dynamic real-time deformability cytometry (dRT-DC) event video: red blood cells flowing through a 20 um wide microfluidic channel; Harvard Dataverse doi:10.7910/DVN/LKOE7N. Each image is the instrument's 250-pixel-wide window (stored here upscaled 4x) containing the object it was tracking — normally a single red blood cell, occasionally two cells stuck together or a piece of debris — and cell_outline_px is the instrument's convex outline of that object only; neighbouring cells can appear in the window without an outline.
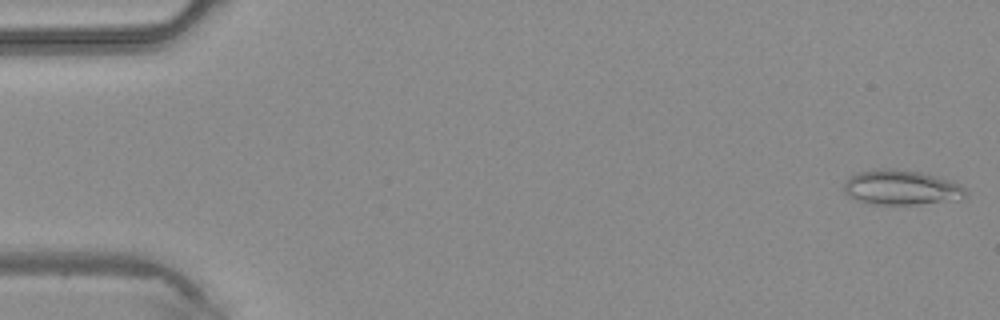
{"species": "common noctule bat (a hibernating species)", "species_latin": "Nyctalus noctula", "temperature_condition": "warm", "stored_images_in_passage": 43, "camera_frame_rate_fps": 3000, "um_per_image_px": 0.085, "animal": {"sex": "male", "body_mass_g": 20.4}, "frame": {"image": 1, "passage_image": 1, "time_ms": 0.0, "image_size_px": [1000, 320], "cell_outline_px": [[968, 192], [960, 200], [916, 204], [872, 204], [856, 200], [848, 196], [844, 192], [844, 180], [848, 176], [856, 172], [876, 168], [892, 168], [920, 172], [960, 184], [968, 188]], "centroid_in_image_um": [76.57, 15.93], "position_along_channel_um": 8.4, "area_um2": 25.03}}
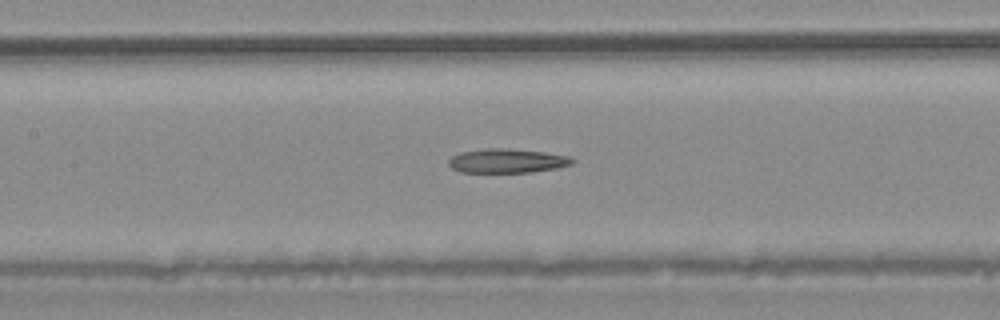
{"frame": {"image": 2, "passage_image": 20, "time_ms": 6.333, "image_size_px": [1000, 320], "cell_outline_px": [[576, 160], [572, 164], [556, 168], [532, 172], [460, 172], [452, 168], [448, 164], [448, 160], [452, 156], [460, 152], [488, 148], [504, 148], [544, 152], [568, 156]], "centroid_in_image_um": [43.09, 13.67], "position_along_channel_um": 164.3, "area_um2": 17.34}}
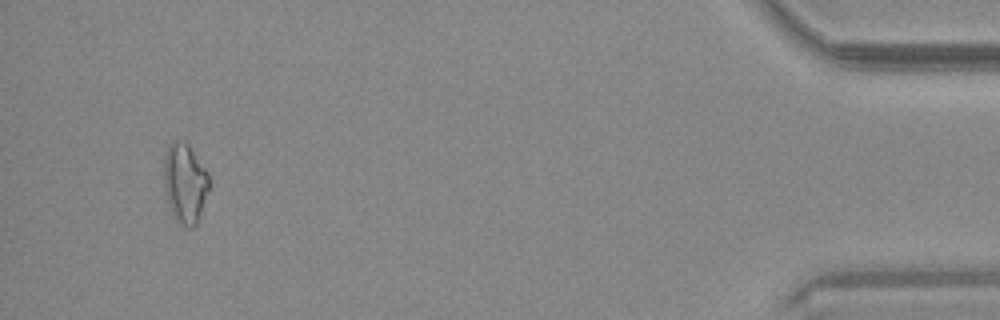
{"frame": {"image": 3, "passage_image": 41, "time_ms": 13.333, "image_size_px": [1000, 320], "cell_outline_px": [[208, 192], [200, 216], [196, 224], [192, 228], [188, 228], [180, 224], [172, 216], [164, 188], [164, 152], [168, 144], [172, 140], [184, 140], [188, 144], [208, 172]], "centroid_in_image_um": [15.7, 15.55], "position_along_channel_um": 419.5, "area_um2": 21.27}}